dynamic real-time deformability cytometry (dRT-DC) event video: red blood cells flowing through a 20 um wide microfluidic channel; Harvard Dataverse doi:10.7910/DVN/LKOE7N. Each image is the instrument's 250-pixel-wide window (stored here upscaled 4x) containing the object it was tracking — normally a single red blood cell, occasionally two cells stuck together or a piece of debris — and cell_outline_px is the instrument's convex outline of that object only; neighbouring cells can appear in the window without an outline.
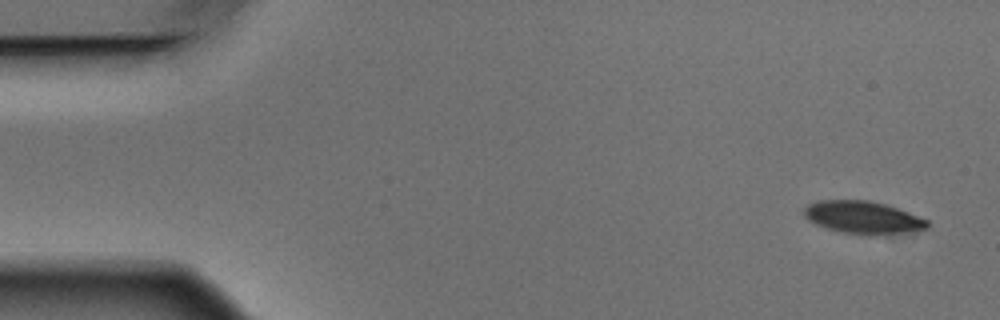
{"species": "Egyptian fruit bat (a non-hibernating species)", "species_latin": "Rousettus aegyptiacus", "temperature_condition": "warm", "stored_images_in_passage": 4, "camera_frame_rate_fps": 3000, "um_per_image_px": 0.085, "animal": {"sex": "male"}, "frame": {"image": 1, "passage_image": 1, "time_ms": 0.0, "image_size_px": [1000, 320], "cell_outline_px": [[928, 228], [916, 232], [876, 236], [868, 236], [840, 232], [816, 224], [808, 220], [804, 216], [804, 208], [808, 204], [816, 200], [868, 200], [884, 204], [908, 212], [928, 220]], "centroid_in_image_um": [73.37, 18.51], "position_along_channel_um": 11.6, "area_um2": 23.81}}
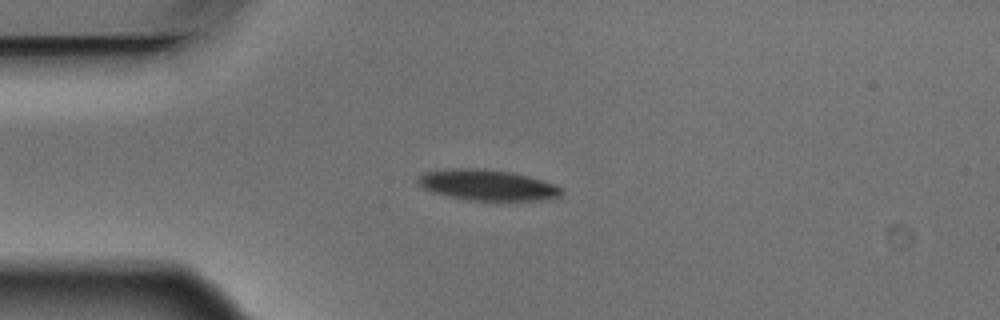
{"frame": {"image": 2, "passage_image": 4, "time_ms": 1.0, "image_size_px": [1000, 320], "cell_outline_px": [[564, 192], [560, 196], [548, 200], [468, 200], [448, 196], [432, 192], [416, 184], [416, 180], [424, 172], [452, 168], [480, 168], [508, 172], [528, 176], [552, 184], [560, 188]], "centroid_in_image_um": [41.38, 15.73], "position_along_channel_um": 43.6, "area_um2": 25.61}}